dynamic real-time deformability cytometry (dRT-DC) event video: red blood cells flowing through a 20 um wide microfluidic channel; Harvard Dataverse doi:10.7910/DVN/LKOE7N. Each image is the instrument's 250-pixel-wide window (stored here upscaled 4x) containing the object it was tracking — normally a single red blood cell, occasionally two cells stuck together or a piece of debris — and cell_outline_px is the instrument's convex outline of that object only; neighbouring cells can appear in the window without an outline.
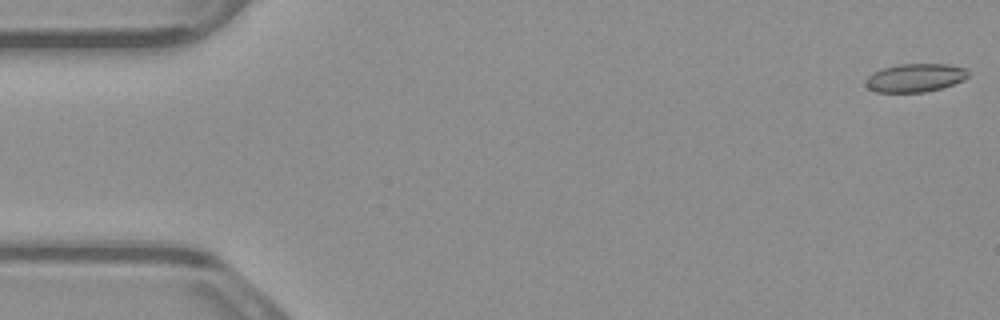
{"species": "common noctule bat (a hibernating species)", "species_latin": "Nyctalus noctula", "temperature_condition": "warm", "stored_images_in_passage": 53, "camera_frame_rate_fps": 3000, "um_per_image_px": 0.085, "animal": {"sex": "male", "body_mass_g": 23.1, "forearm_length_mm": 52.7}, "frame": {"image": 1, "passage_image": 1, "time_ms": 0.0, "image_size_px": [1000, 320], "cell_outline_px": [[968, 76], [964, 80], [940, 88], [924, 92], [876, 92], [868, 88], [864, 84], [864, 80], [872, 72], [884, 68], [900, 64], [948, 64], [968, 68]], "centroid_in_image_um": [77.78, 6.61], "position_along_channel_um": 7.2, "area_um2": 16.99}}
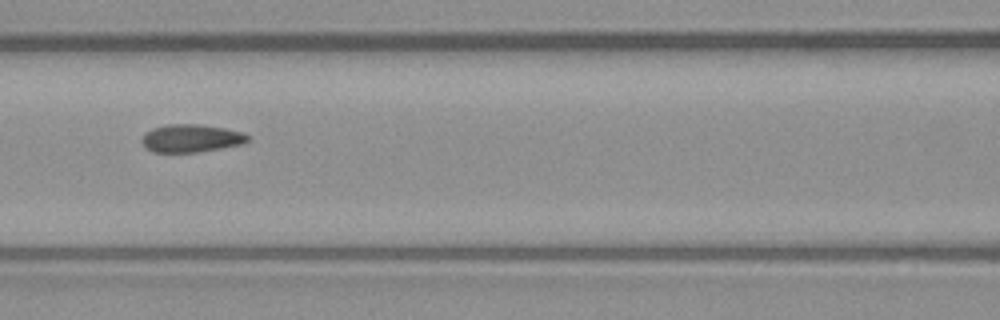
{"frame": {"image": 2, "passage_image": 23, "time_ms": 7.333, "image_size_px": [1000, 320], "cell_outline_px": [[252, 140], [244, 144], [224, 148], [196, 152], [152, 152], [140, 140], [144, 132], [152, 128], [168, 124], [200, 124], [224, 128], [244, 132], [252, 136]], "centroid_in_image_um": [16.32, 11.75], "position_along_channel_um": 150.3, "area_um2": 17.57}}
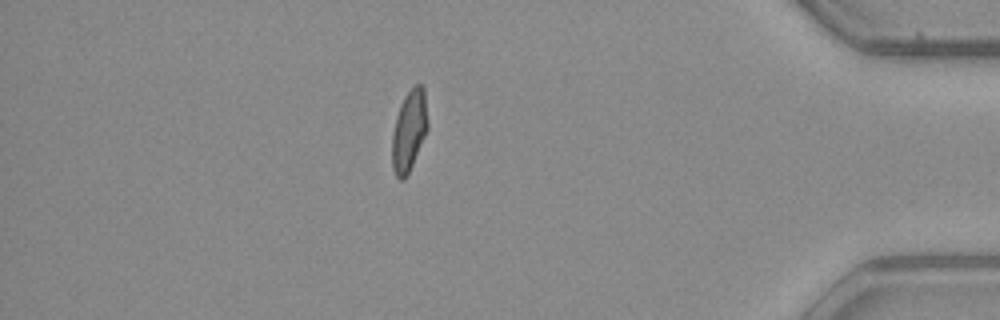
{"frame": {"image": 3, "passage_image": 46, "time_ms": 15.0, "image_size_px": [1000, 320], "cell_outline_px": [[428, 128], [412, 164], [404, 180], [400, 180], [396, 176], [392, 168], [392, 132], [396, 116], [400, 104], [404, 96], [416, 84], [420, 84], [424, 88], [428, 120]], "centroid_in_image_um": [34.76, 11.09], "position_along_channel_um": 400.4, "area_um2": 16.76}, "authors_computed_cell_mechanics": {"area_um2": 17.4556, "velocity_mm_per_s": 3.8724, "shape_relaxation_time_tau1_ms": null, "shape_relaxation_time_tau2_ms": 1.4513, "deformation_change_tau1": null, "deformation_change_tau2": 0.0671}}